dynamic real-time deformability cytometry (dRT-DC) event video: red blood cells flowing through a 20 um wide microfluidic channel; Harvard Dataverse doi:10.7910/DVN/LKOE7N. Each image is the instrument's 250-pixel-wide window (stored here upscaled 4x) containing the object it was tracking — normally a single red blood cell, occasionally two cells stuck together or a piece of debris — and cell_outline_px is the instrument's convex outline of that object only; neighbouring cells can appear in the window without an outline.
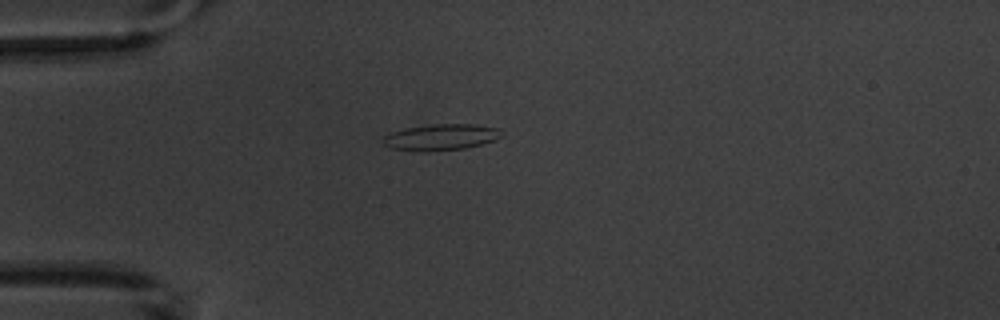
{"species": "common noctule bat (a hibernating species)", "species_latin": "Nyctalus noctula", "temperature_condition": "warm", "stored_images_in_passage": 5, "camera_frame_rate_fps": 3000, "um_per_image_px": 0.085, "animal": {"sex": "male", "body_mass_g": 20.1, "forearm_length_mm": 53.5}, "frame": {"image": 1, "passage_image": 3, "time_ms": 2.333, "image_size_px": [1000, 320], "cell_outline_px": [[500, 136], [492, 140], [480, 144], [464, 148], [428, 152], [392, 148], [384, 144], [380, 140], [384, 136], [392, 132], [404, 128], [432, 124], [472, 124], [500, 128]], "centroid_in_image_um": [37.42, 11.65], "position_along_channel_um": 47.6, "area_um2": 17.92}}